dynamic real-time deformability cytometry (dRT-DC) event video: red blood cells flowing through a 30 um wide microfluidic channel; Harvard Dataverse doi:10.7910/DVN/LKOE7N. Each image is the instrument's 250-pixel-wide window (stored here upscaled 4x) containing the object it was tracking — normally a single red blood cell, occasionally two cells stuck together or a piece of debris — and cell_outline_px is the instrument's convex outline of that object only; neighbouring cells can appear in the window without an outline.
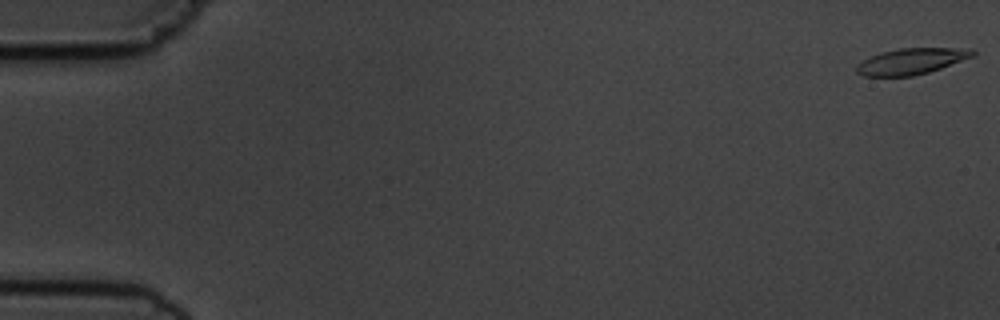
{"species": "common noctule bat (a hibernating species)", "species_latin": "Nyctalus noctula", "temperature_condition": "cold", "stored_images_in_passage": 56, "camera_frame_rate_fps": 3000, "um_per_image_px": 0.085, "animal": {"sex": "male", "body_mass_g": 19.5, "forearm_length_mm": 54.6}, "frame": {"image": 1, "passage_image": 1, "time_ms": 0.0, "image_size_px": [1000, 320], "cell_outline_px": [[976, 56], [928, 72], [912, 76], [864, 76], [856, 72], [856, 68], [864, 60], [872, 56], [884, 52], [900, 48], [972, 48], [976, 52]], "centroid_in_image_um": [77.55, 5.2], "position_along_channel_um": 7.5, "area_um2": 17.46}}
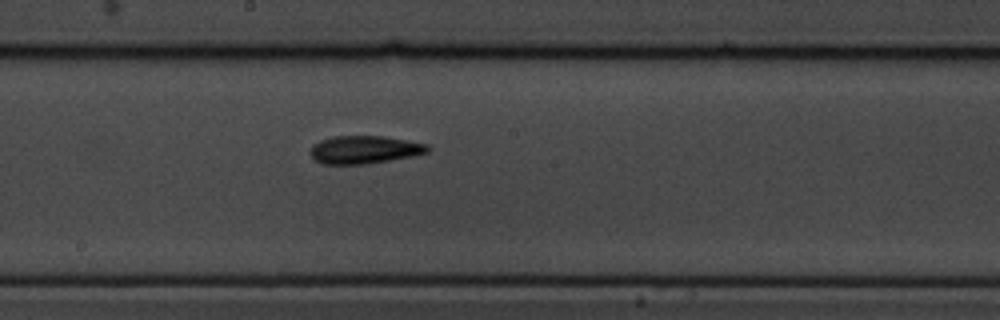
{"frame": {"image": 2, "passage_image": 31, "time_ms": 10.0, "image_size_px": [1000, 320], "cell_outline_px": [[428, 152], [412, 156], [364, 164], [320, 164], [308, 152], [312, 144], [320, 140], [332, 136], [384, 136], [428, 144]], "centroid_in_image_um": [30.91, 12.71], "position_along_channel_um": 217.3, "area_um2": 19.07}}
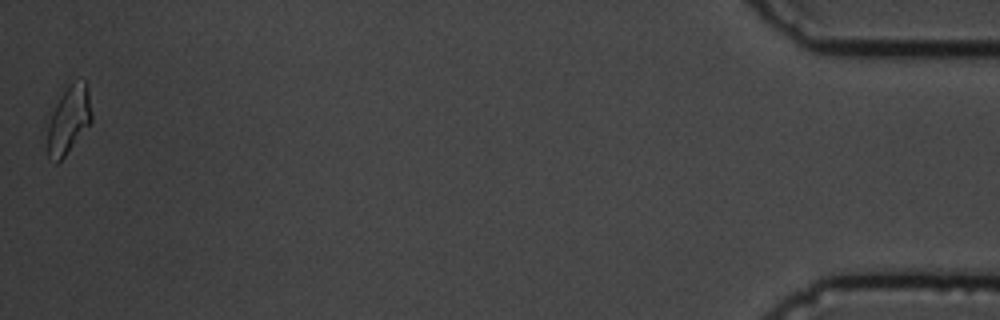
{"frame": {"image": 3, "passage_image": 56, "time_ms": 18.333, "image_size_px": [1000, 320], "cell_outline_px": [[92, 120], [64, 156], [56, 164], [48, 156], [48, 124], [56, 104], [60, 96], [68, 84], [84, 80], [88, 80], [92, 112]], "centroid_in_image_um": [5.87, 10.13], "position_along_channel_um": 429.3, "area_um2": 17.17}, "authors_computed_cell_mechanics": {"area_um2": 18.1781, "velocity_mm_per_s": 3.621, "shape_relaxation_time_tau1_ms": 3.0951, "shape_relaxation_time_tau2_ms": 3.6128, "deformation_change_tau1": 0.1008, "deformation_change_tau2": 0.1066}}